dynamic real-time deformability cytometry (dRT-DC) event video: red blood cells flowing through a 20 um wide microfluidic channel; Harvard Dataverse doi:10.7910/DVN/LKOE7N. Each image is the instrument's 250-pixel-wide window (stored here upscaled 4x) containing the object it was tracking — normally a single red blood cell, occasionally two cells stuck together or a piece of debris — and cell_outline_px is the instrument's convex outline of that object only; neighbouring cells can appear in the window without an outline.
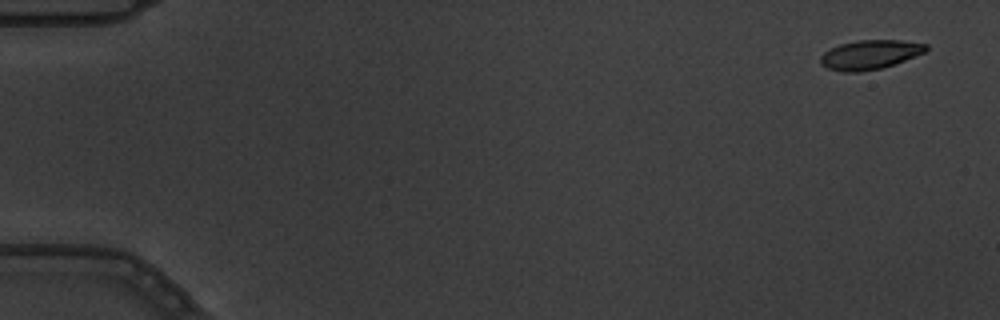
{"species": "common noctule bat (a hibernating species)", "species_latin": "Nyctalus noctula", "temperature_condition": "warm", "stored_images_in_passage": 9, "camera_frame_rate_fps": 3000, "um_per_image_px": 0.085, "animal": {"sex": "male", "body_mass_g": 19.5, "forearm_length_mm": 54.6}, "frame": {"image": 1, "passage_image": 1, "time_ms": 0.0, "image_size_px": [1000, 320], "cell_outline_px": [[928, 48], [924, 52], [904, 60], [880, 68], [860, 72], [844, 72], [828, 68], [820, 64], [820, 56], [824, 52], [840, 44], [856, 40], [900, 40], [928, 44]], "centroid_in_image_um": [73.92, 4.64], "position_along_channel_um": 11.1, "area_um2": 17.8}}
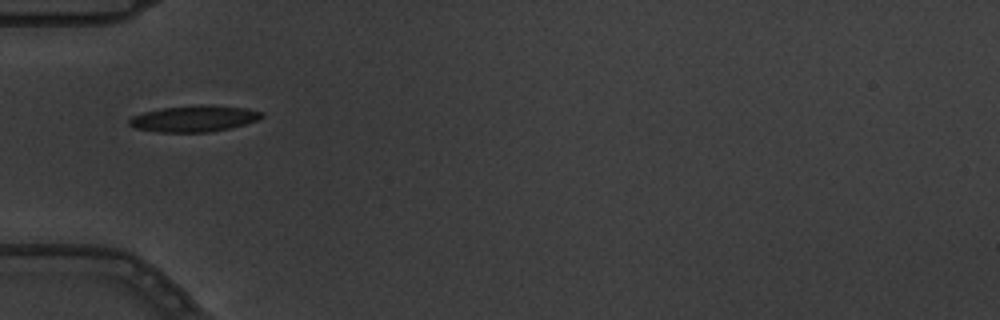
{"frame": {"image": 2, "passage_image": 6, "time_ms": 1.667, "image_size_px": [1000, 320], "cell_outline_px": [[264, 116], [256, 120], [244, 124], [228, 128], [208, 132], [160, 132], [136, 128], [128, 124], [128, 120], [132, 116], [144, 112], [160, 108], [200, 104], [208, 104], [248, 108], [264, 112]], "centroid_in_image_um": [16.5, 10.06], "position_along_channel_um": 68.5, "area_um2": 20.35}}